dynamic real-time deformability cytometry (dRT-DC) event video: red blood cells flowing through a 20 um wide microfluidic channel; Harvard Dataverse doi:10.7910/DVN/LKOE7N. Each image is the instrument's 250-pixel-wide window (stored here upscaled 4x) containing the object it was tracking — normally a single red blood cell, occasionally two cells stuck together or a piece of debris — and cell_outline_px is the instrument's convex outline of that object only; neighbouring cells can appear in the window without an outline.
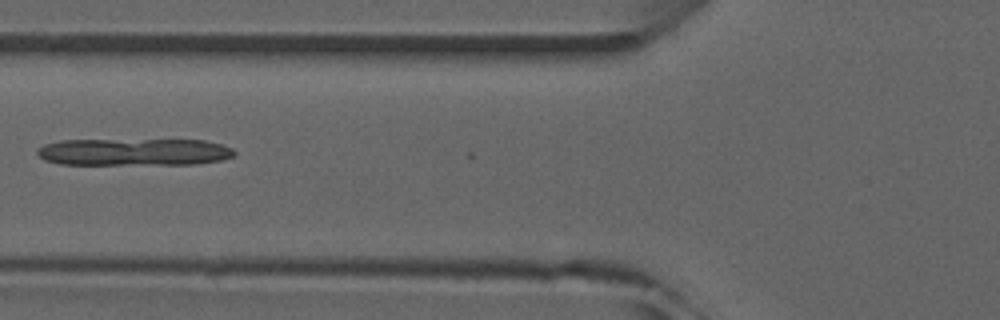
{"species": "common noctule bat (a hibernating species)", "species_latin": "Nyctalus noctula", "temperature_condition": "room temperature", "stored_images_in_passage": 5, "camera_frame_rate_fps": 3000, "um_per_image_px": 0.085, "animal": {"sex": "male", "forearm_length_mm": 52.5}, "frame": {"image": 1, "passage_image": 5, "time_ms": 5.667, "image_size_px": [1000, 320], "cell_outline_px": [[236, 152], [232, 156], [220, 160], [192, 164], [60, 164], [44, 160], [36, 152], [36, 148], [44, 144], [60, 140], [204, 140], [220, 144], [232, 148]], "centroid_in_image_um": [11.34, 12.91], "position_along_channel_um": 114.5, "area_um2": 31.15}}